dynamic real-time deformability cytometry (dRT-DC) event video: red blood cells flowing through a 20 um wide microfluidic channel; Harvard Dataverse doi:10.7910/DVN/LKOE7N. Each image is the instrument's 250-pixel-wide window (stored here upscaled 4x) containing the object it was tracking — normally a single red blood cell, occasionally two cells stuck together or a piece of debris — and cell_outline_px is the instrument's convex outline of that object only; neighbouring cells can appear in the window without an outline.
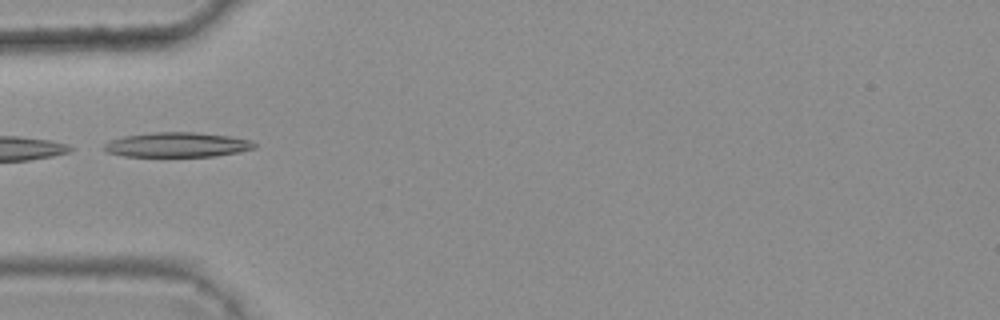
{"species": "common noctule bat (a hibernating species)", "species_latin": "Nyctalus noctula", "temperature_condition": "warm", "stored_images_in_passage": 8, "camera_frame_rate_fps": 3000, "um_per_image_px": 0.085, "animal": {"sex": "female", "body_mass_g": 25.1}, "frame": {"image": 1, "passage_image": 5, "time_ms": 1.333, "image_size_px": [1000, 320], "cell_outline_px": [[256, 148], [240, 152], [216, 156], [124, 156], [104, 152], [104, 144], [112, 140], [124, 136], [152, 132], [196, 132], [232, 136], [252, 140], [256, 144]], "centroid_in_image_um": [15.11, 12.3], "position_along_channel_um": 69.9, "area_um2": 21.85}}
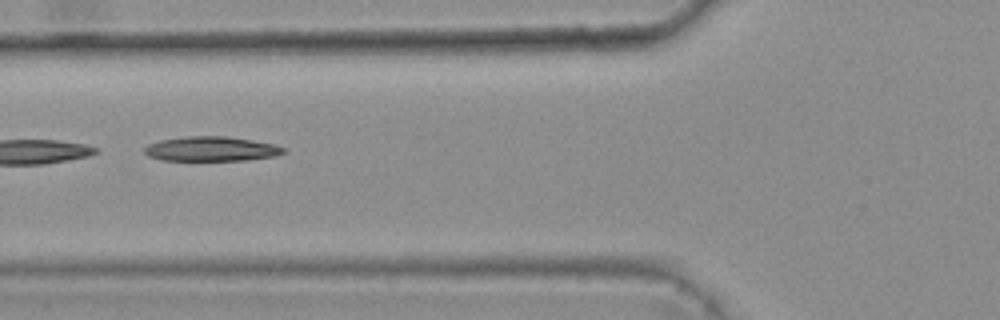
{"frame": {"image": 2, "passage_image": 6, "time_ms": 1.667, "image_size_px": [1000, 320], "cell_outline_px": [[284, 152], [276, 156], [248, 160], [160, 160], [148, 156], [144, 152], [144, 148], [148, 144], [160, 140], [188, 136], [224, 136], [252, 140], [276, 144], [284, 148]], "centroid_in_image_um": [17.95, 12.66], "position_along_channel_um": 107.8, "area_um2": 19.94}}
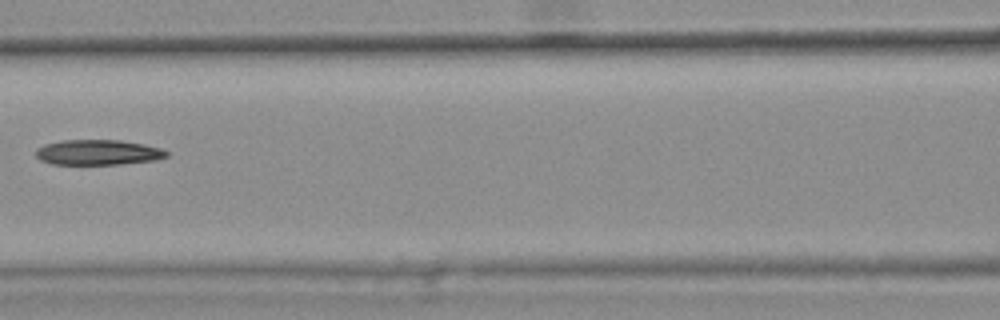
{"frame": {"image": 3, "passage_image": 7, "time_ms": 2.0, "image_size_px": [1000, 320], "cell_outline_px": [[168, 156], [156, 160], [120, 164], [52, 164], [40, 160], [36, 156], [36, 148], [44, 144], [64, 140], [120, 140], [144, 144], [160, 148], [168, 152]], "centroid_in_image_um": [8.32, 12.95], "position_along_channel_um": 158.3, "area_um2": 19.25}}